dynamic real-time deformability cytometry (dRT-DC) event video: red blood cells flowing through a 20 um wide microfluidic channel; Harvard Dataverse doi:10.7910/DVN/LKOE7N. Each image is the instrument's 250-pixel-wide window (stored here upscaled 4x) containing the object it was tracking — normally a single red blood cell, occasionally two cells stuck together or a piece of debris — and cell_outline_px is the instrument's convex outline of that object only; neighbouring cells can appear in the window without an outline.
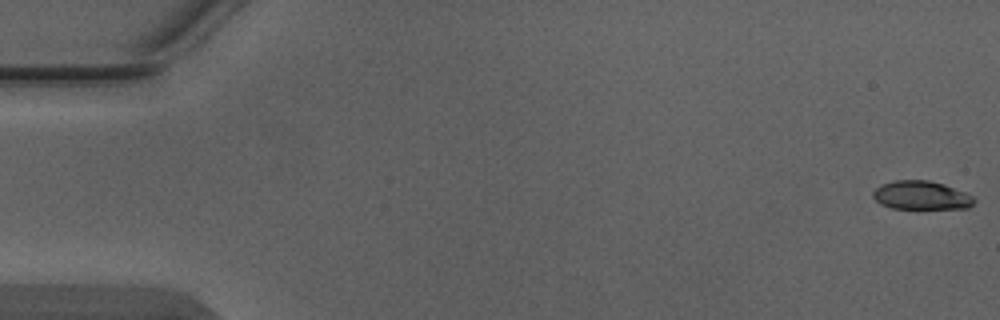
{"species": "Egyptian fruit bat (a non-hibernating species)", "species_latin": "Rousettus aegyptiacus", "temperature_condition": "warm", "stored_images_in_passage": 6, "segment_of_instrument_passage": [1, 2], "camera_frame_rate_fps": 3000, "um_per_image_px": 0.085, "animal": {"sex": "male"}, "frame": {"image": 1, "passage_image": 1, "time_ms": 0.0, "image_size_px": [1000, 320], "cell_outline_px": [[976, 200], [968, 208], [892, 208], [880, 204], [872, 196], [872, 192], [876, 188], [884, 184], [896, 180], [928, 180], [944, 184], [964, 192], [972, 196]], "centroid_in_image_um": [78.3, 16.6], "position_along_channel_um": 6.7, "area_um2": 16.65}}
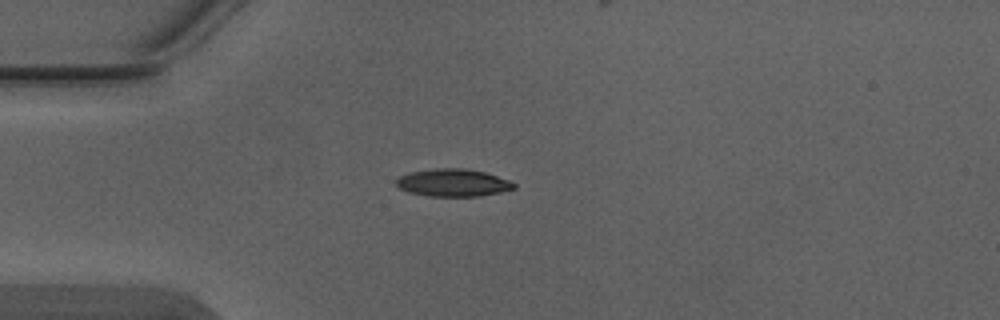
{"frame": {"image": 2, "passage_image": 4, "time_ms": 1.0, "image_size_px": [1000, 320], "cell_outline_px": [[516, 188], [500, 192], [480, 196], [428, 196], [408, 192], [400, 188], [396, 184], [396, 180], [400, 176], [408, 172], [432, 168], [464, 168], [484, 172], [508, 180], [516, 184]], "centroid_in_image_um": [38.48, 15.52], "position_along_channel_um": 46.5, "area_um2": 18.9}}